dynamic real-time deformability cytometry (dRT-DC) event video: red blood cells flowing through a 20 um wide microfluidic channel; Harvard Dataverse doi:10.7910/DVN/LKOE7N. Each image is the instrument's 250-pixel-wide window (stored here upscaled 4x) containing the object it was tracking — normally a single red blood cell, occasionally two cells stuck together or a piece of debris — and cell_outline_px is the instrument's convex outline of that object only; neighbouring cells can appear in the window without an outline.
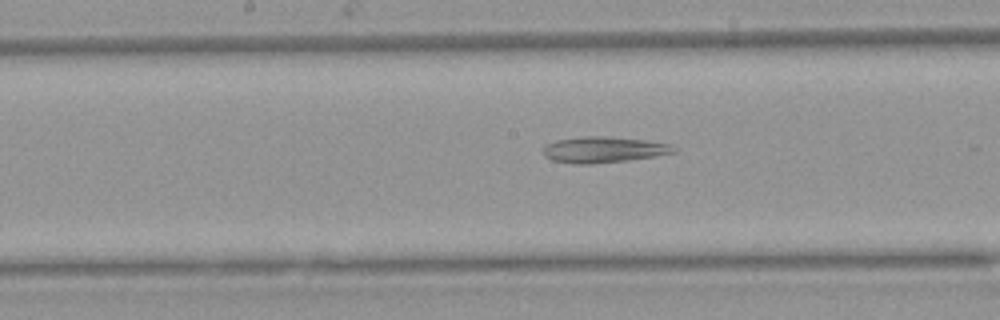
{"species": "Egyptian fruit bat (a non-hibernating species)", "species_latin": "Rousettus aegyptiacus", "temperature_condition": "warm", "stored_images_in_passage": 31, "segment_of_instrument_passage": [1, 2], "camera_frame_rate_fps": 3000, "um_per_image_px": 0.085, "animal": {"sex": "female"}, "frame": {"image": 1, "passage_image": 17, "time_ms": 5.333, "image_size_px": [1000, 320], "cell_outline_px": [[676, 152], [656, 156], [628, 160], [592, 164], [572, 164], [552, 160], [544, 156], [544, 144], [556, 140], [584, 136], [604, 136], [648, 140], [672, 144], [676, 148]], "centroid_in_image_um": [51.31, 12.72], "position_along_channel_um": 196.9, "area_um2": 20.0}}
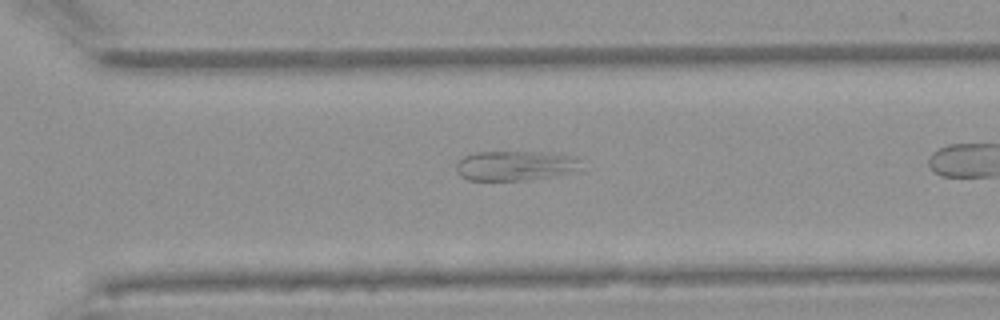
{"frame": {"image": 2, "passage_image": 27, "time_ms": 8.667, "image_size_px": [1000, 320], "cell_outline_px": [[580, 168], [572, 172], [528, 180], [468, 180], [460, 176], [456, 168], [456, 164], [464, 156], [476, 152], [560, 152], [576, 156], [580, 160]], "centroid_in_image_um": [43.83, 14.06], "position_along_channel_um": 326.8, "area_um2": 21.85}}
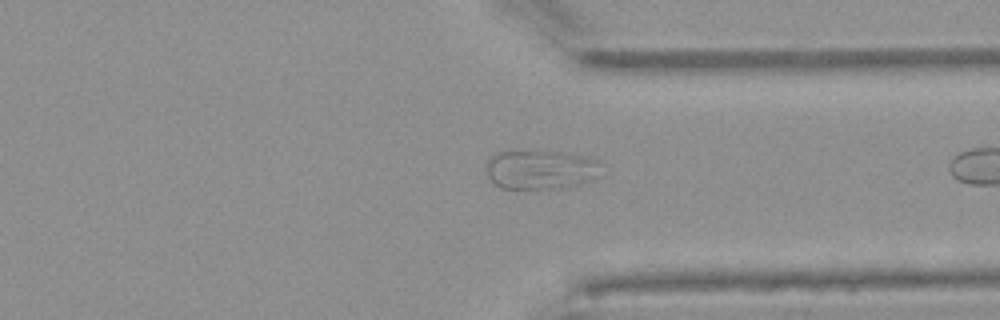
{"frame": {"image": 3, "passage_image": 30, "time_ms": 9.667, "image_size_px": [1000, 320], "cell_outline_px": [[604, 164], [600, 176], [580, 184], [560, 188], [500, 188], [488, 176], [484, 168], [484, 164], [488, 156], [500, 152], [532, 148], [564, 152], [584, 156], [600, 160]], "centroid_in_image_um": [45.97, 14.36], "position_along_channel_um": 365.4, "area_um2": 27.51}}